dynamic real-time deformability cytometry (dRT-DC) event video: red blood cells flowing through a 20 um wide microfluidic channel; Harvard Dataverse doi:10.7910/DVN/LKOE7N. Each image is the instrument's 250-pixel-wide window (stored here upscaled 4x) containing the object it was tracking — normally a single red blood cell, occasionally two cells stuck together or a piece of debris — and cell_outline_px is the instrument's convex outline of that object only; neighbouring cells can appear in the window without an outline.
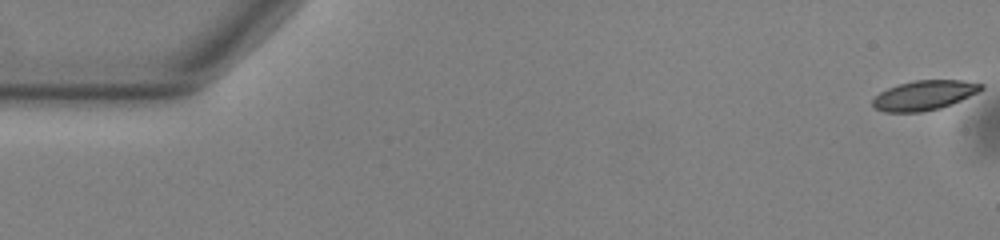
{"species": "common noctule bat (a hibernating species)", "species_latin": "Nyctalus noctula", "temperature_condition": "warm", "stored_images_in_passage": 55, "camera_frame_rate_fps": 3000, "um_per_image_px": 0.085, "animal": {"sex": "male", "body_mass_g": 13.0, "forearm_length_mm": 53.1}, "frame": {"image": 1, "passage_image": 1, "time_ms": 0.0, "image_size_px": [1000, 240], "cell_outline_px": [[984, 88], [952, 104], [940, 108], [920, 112], [884, 112], [876, 108], [872, 104], [872, 100], [880, 92], [888, 88], [900, 84], [916, 80], [960, 80], [984, 84]], "centroid_in_image_um": [78.54, 8.1], "position_along_channel_um": 6.5, "area_um2": 18.5}}
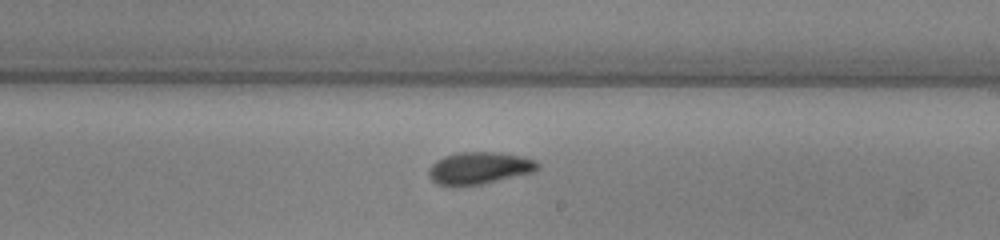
{"frame": {"image": 2, "passage_image": 32, "time_ms": 10.333, "image_size_px": [1000, 240], "cell_outline_px": [[540, 168], [532, 172], [480, 184], [452, 188], [448, 188], [436, 184], [428, 176], [428, 168], [436, 160], [444, 156], [456, 152], [500, 152], [524, 156], [536, 160], [540, 164]], "centroid_in_image_um": [40.68, 14.29], "position_along_channel_um": 248.3, "area_um2": 20.92}}
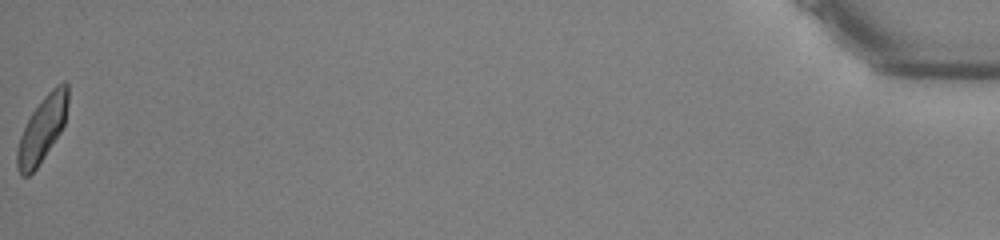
{"frame": {"image": 3, "passage_image": 55, "time_ms": 18.0, "image_size_px": [1000, 240], "cell_outline_px": [[68, 100], [64, 124], [60, 132], [36, 168], [28, 176], [20, 176], [16, 168], [16, 152], [20, 136], [32, 112], [44, 96], [56, 84], [64, 80], [68, 84]], "centroid_in_image_um": [3.57, 10.96], "position_along_channel_um": 431.6, "area_um2": 19.19}, "authors_computed_cell_mechanics": {"area_um2": 19.5942, "velocity_mm_per_s": 3.781, "shape_relaxation_time_tau1_ms": 5.039, "shape_relaxation_time_tau2_ms": 3.4472, "deformation_change_tau1": 0.1581, "deformation_change_tau2": 0.094}}